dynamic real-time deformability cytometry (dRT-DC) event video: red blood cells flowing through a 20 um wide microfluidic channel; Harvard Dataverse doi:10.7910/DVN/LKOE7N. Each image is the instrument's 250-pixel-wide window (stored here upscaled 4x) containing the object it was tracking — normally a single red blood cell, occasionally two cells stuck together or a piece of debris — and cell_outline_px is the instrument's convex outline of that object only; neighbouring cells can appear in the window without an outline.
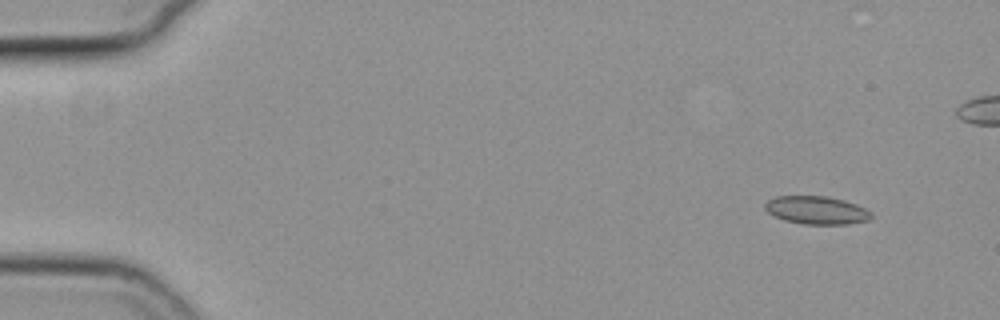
{"species": "common noctule bat (a hibernating species)", "species_latin": "Nyctalus noctula", "temperature_condition": "cold", "stored_images_in_passage": 14, "camera_frame_rate_fps": 3000, "um_per_image_px": 0.085, "animal": {"sex": "female", "body_mass_g": 19.3, "forearm_length_mm": 54.1}, "frame": {"image": 1, "passage_image": 5, "time_ms": 1.333, "image_size_px": [1000, 320], "cell_outline_px": [[872, 216], [868, 220], [848, 224], [804, 224], [784, 220], [768, 212], [764, 208], [764, 204], [768, 200], [776, 196], [828, 196], [844, 200], [856, 204], [872, 212]], "centroid_in_image_um": [69.41, 17.86], "position_along_channel_um": 15.6, "area_um2": 17.34}}